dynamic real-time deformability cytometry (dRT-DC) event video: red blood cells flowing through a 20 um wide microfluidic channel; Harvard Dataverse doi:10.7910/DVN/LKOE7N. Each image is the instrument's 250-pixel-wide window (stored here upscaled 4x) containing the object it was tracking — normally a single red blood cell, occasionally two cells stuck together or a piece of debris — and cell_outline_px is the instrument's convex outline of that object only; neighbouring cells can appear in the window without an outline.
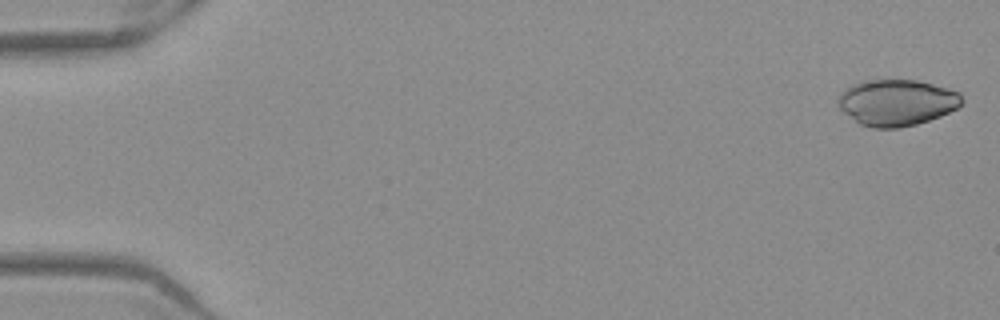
{"species": "Egyptian fruit bat (a non-hibernating species)", "species_latin": "Rousettus aegyptiacus", "temperature_condition": "warm", "stored_images_in_passage": 52, "camera_frame_rate_fps": 3000, "um_per_image_px": 0.085, "frame": {"image": 1, "passage_image": 1, "time_ms": 0.0, "image_size_px": [1000, 320], "cell_outline_px": [[964, 104], [940, 116], [916, 124], [900, 128], [872, 128], [860, 124], [844, 112], [836, 104], [836, 100], [840, 92], [852, 84], [860, 80], [916, 80], [948, 88], [960, 92], [964, 100]], "centroid_in_image_um": [76.21, 8.71], "position_along_channel_um": 8.8, "area_um2": 33.64}}
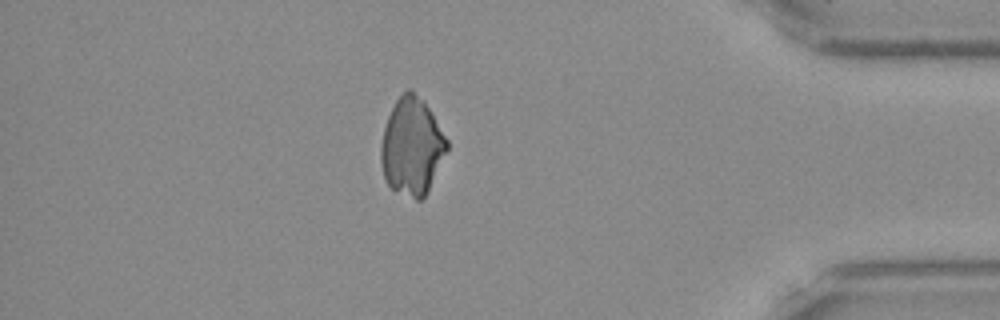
{"frame": {"image": 2, "passage_image": 45, "time_ms": 14.667, "image_size_px": [1000, 320], "cell_outline_px": [[448, 148], [424, 196], [420, 200], [416, 200], [392, 188], [384, 180], [380, 160], [380, 148], [384, 128], [388, 116], [396, 100], [408, 88], [424, 100], [448, 140]], "centroid_in_image_um": [34.99, 12.43], "position_along_channel_um": 400.2, "area_um2": 36.93}}
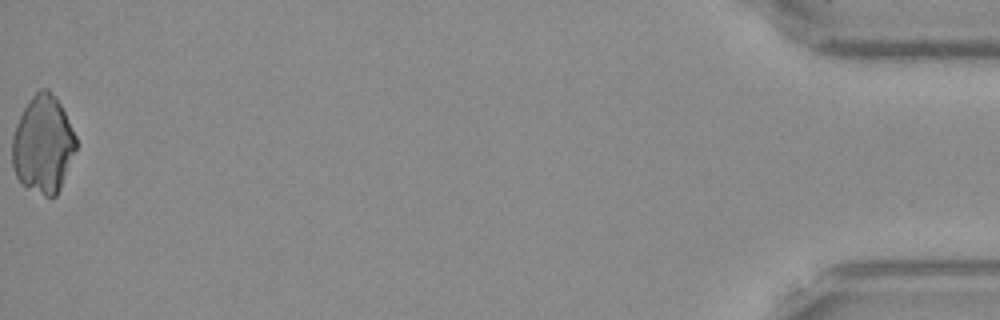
{"frame": {"image": 3, "passage_image": 52, "time_ms": 17.0, "image_size_px": [1000, 320], "cell_outline_px": [[76, 148], [60, 188], [56, 196], [44, 196], [20, 184], [16, 176], [12, 164], [12, 136], [16, 124], [24, 108], [32, 96], [40, 88], [48, 88], [56, 96], [76, 136]], "centroid_in_image_um": [3.64, 12.27], "position_along_channel_um": 431.6, "area_um2": 36.18}}